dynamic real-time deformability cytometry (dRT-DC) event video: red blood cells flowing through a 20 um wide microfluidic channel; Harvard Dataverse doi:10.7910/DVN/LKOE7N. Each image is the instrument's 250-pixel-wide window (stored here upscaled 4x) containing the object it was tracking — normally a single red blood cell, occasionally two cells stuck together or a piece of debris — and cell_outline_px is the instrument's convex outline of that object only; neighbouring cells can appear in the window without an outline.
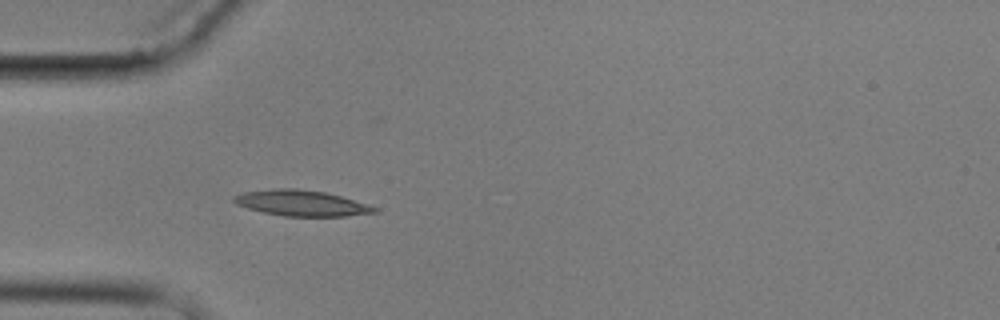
{"species": "common noctule bat (a hibernating species)", "species_latin": "Nyctalus noctula", "temperature_condition": "cold", "stored_images_in_passage": 3, "camera_frame_rate_fps": 3000, "um_per_image_px": 0.085, "animal": {"sex": "male", "body_mass_g": 17.9}, "frame": {"image": 1, "passage_image": 3, "time_ms": 3.0, "image_size_px": [1000, 320], "cell_outline_px": [[380, 212], [344, 216], [284, 216], [264, 212], [248, 208], [236, 204], [232, 200], [232, 196], [244, 192], [272, 188], [296, 188], [324, 192], [340, 196], [368, 204], [380, 208]], "centroid_in_image_um": [25.63, 17.26], "position_along_channel_um": 59.4, "area_um2": 21.15}}